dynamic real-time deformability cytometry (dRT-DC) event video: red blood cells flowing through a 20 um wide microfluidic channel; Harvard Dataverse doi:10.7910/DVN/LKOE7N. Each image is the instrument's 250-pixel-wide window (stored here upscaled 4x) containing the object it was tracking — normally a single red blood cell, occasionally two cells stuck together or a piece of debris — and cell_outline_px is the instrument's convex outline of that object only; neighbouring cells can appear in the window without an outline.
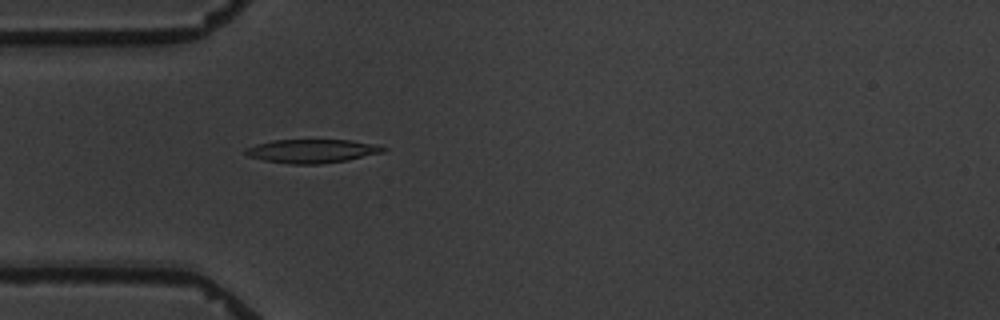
{"species": "common noctule bat (a hibernating species)", "species_latin": "Nyctalus noctula", "temperature_condition": "warm", "stored_images_in_passage": 5, "camera_frame_rate_fps": 3000, "um_per_image_px": 0.085, "animal": {"sex": "male", "body_mass_g": 19.5, "forearm_length_mm": 54.6}, "frame": {"image": 1, "passage_image": 5, "time_ms": 4.667, "image_size_px": [1000, 320], "cell_outline_px": [[388, 148], [384, 152], [348, 160], [320, 164], [292, 164], [264, 160], [248, 156], [244, 152], [244, 148], [256, 144], [272, 140], [348, 140], [376, 144]], "centroid_in_image_um": [26.52, 12.84], "position_along_channel_um": 58.5, "area_um2": 19.02}}